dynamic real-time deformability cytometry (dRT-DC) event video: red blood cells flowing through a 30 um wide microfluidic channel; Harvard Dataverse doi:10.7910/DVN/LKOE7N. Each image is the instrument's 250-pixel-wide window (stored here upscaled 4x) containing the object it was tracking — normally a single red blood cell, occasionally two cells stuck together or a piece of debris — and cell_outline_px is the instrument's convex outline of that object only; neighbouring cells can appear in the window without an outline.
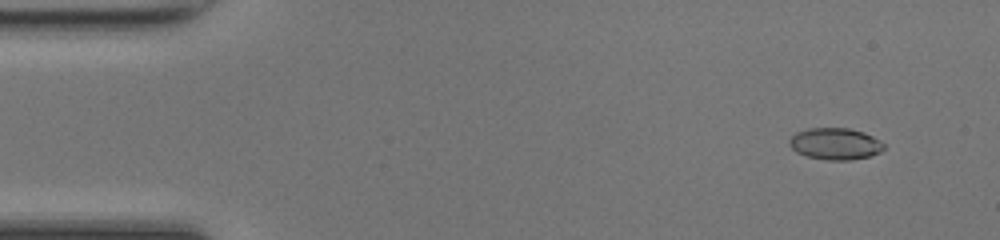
{"species": "common noctule bat (a hibernating species)", "species_latin": "Nyctalus noctula", "temperature_condition": "room temperature", "stored_images_in_passage": 48, "camera_frame_rate_fps": 3000, "um_per_image_px": 0.085, "animal": {"sex": "female", "body_mass_g": 17.0, "forearm_length_mm": 48.0}, "frame": {"image": 1, "passage_image": 4, "time_ms": 1.0, "image_size_px": [1000, 240], "cell_outline_px": [[884, 148], [880, 152], [868, 156], [852, 160], [828, 160], [808, 156], [796, 152], [788, 144], [788, 140], [796, 132], [808, 128], [848, 128], [864, 132], [880, 140], [884, 144]], "centroid_in_image_um": [70.98, 12.21], "position_along_channel_um": 14.0, "area_um2": 17.46}}
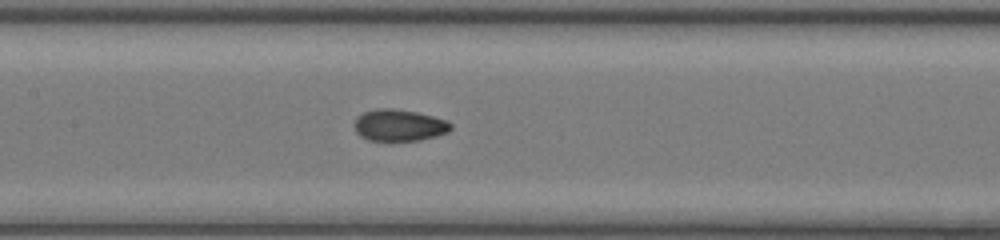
{"frame": {"image": 2, "passage_image": 23, "time_ms": 7.333, "image_size_px": [1000, 240], "cell_outline_px": [[452, 128], [448, 132], [436, 136], [420, 140], [368, 140], [360, 136], [356, 132], [356, 116], [364, 112], [376, 108], [392, 108], [416, 112], [448, 120], [452, 124]], "centroid_in_image_um": [33.95, 10.64], "position_along_channel_um": 173.5, "area_um2": 17.74}}
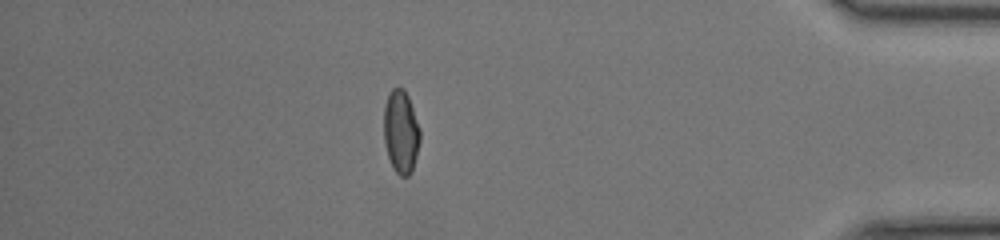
{"frame": {"image": 3, "passage_image": 42, "time_ms": 13.667, "image_size_px": [1000, 240], "cell_outline_px": [[420, 140], [412, 172], [408, 176], [400, 176], [392, 168], [388, 156], [384, 140], [384, 104], [392, 88], [404, 88], [408, 96], [420, 128]], "centroid_in_image_um": [34.08, 11.21], "position_along_channel_um": 401.1, "area_um2": 17.57}, "authors_computed_cell_mechanics": {"area_um2": 17.5134, "velocity_mm_per_s": 4.3217, "shape_relaxation_time_tau1_ms": null, "shape_relaxation_time_tau2_ms": 0.9349, "deformation_change_tau1": null, "deformation_change_tau2": 0.0499}}